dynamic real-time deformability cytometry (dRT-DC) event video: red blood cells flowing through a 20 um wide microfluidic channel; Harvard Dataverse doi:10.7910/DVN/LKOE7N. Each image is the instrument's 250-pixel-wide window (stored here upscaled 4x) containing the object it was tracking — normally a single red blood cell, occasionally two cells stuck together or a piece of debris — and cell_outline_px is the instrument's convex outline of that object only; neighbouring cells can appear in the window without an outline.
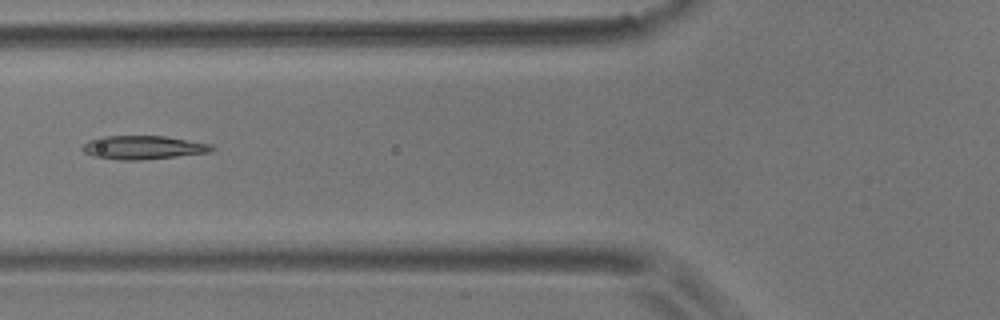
{"species": "common noctule bat (a hibernating species)", "species_latin": "Nyctalus noctula", "temperature_condition": "room temperature", "stored_images_in_passage": 8, "camera_frame_rate_fps": 3000, "um_per_image_px": 0.085, "animal": {"sex": "male", "body_mass_g": 17.9}, "frame": {"image": 1, "passage_image": 6, "time_ms": 1.667, "image_size_px": [1000, 320], "cell_outline_px": [[216, 148], [212, 152], [176, 156], [136, 160], [120, 160], [92, 156], [84, 152], [80, 148], [88, 140], [100, 136], [164, 136], [212, 144]], "centroid_in_image_um": [12.15, 12.53], "position_along_channel_um": 113.6, "area_um2": 17.8}}
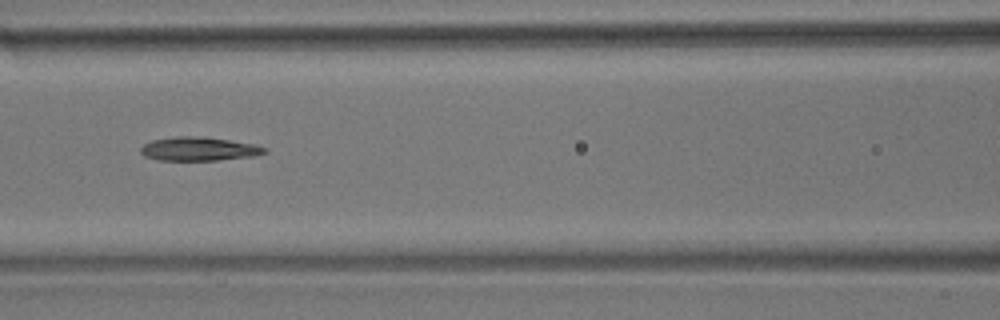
{"frame": {"image": 2, "passage_image": 7, "time_ms": 2.0, "image_size_px": [1000, 320], "cell_outline_px": [[268, 152], [252, 156], [216, 160], [156, 160], [144, 156], [140, 152], [140, 148], [144, 144], [152, 140], [176, 136], [192, 136], [228, 140], [256, 144], [268, 148]], "centroid_in_image_um": [16.89, 12.66], "position_along_channel_um": 149.7, "area_um2": 17.05}}
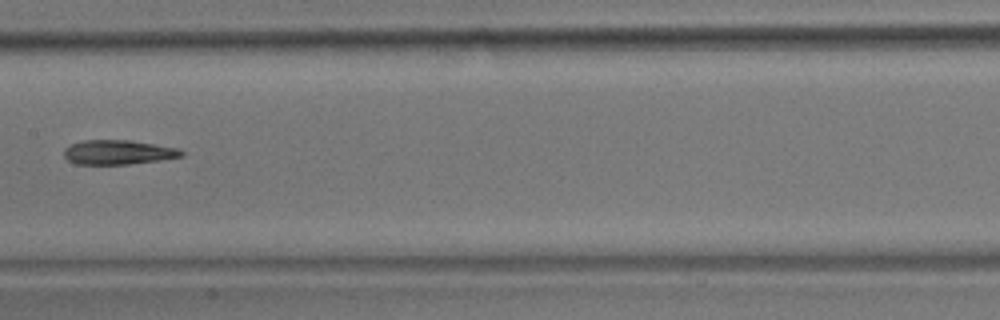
{"frame": {"image": 3, "passage_image": 8, "time_ms": 2.333, "image_size_px": [1000, 320], "cell_outline_px": [[184, 156], [160, 160], [128, 164], [76, 164], [68, 160], [64, 156], [64, 148], [72, 144], [84, 140], [132, 140], [176, 148], [184, 152]], "centroid_in_image_um": [10.04, 12.94], "position_along_channel_um": 197.4, "area_um2": 16.65}}